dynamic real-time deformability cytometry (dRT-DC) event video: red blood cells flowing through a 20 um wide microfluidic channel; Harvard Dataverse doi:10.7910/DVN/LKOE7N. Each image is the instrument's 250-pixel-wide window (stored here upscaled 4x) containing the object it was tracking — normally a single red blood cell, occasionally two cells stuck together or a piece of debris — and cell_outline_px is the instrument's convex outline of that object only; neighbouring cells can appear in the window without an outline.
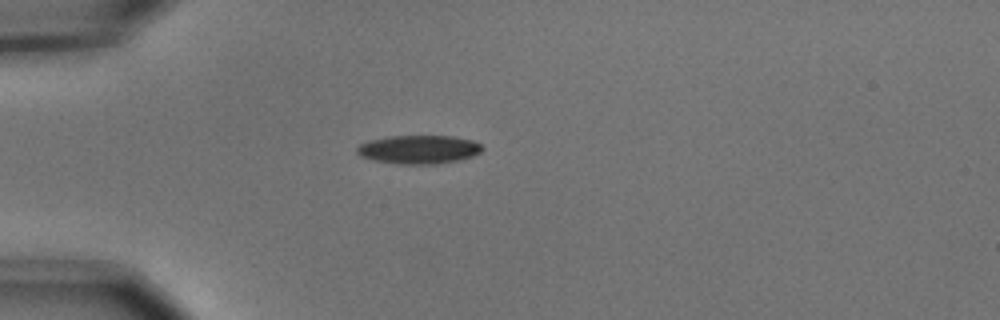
{"species": "common noctule bat (a hibernating species)", "species_latin": "Nyctalus noctula", "temperature_condition": "cold", "stored_images_in_passage": 1, "camera_frame_rate_fps": 3000, "um_per_image_px": 0.085, "animal": {"sex": "male", "body_mass_g": 15.6}, "frame": {"image": 1, "passage_image": 1, "time_ms": 0.0, "image_size_px": [1000, 320], "cell_outline_px": [[484, 148], [480, 152], [472, 156], [460, 160], [436, 164], [400, 164], [372, 160], [360, 156], [356, 152], [356, 148], [360, 144], [368, 140], [388, 136], [452, 136], [472, 140], [480, 144]], "centroid_in_image_um": [35.57, 12.7], "position_along_channel_um": 49.4, "area_um2": 20.98}}